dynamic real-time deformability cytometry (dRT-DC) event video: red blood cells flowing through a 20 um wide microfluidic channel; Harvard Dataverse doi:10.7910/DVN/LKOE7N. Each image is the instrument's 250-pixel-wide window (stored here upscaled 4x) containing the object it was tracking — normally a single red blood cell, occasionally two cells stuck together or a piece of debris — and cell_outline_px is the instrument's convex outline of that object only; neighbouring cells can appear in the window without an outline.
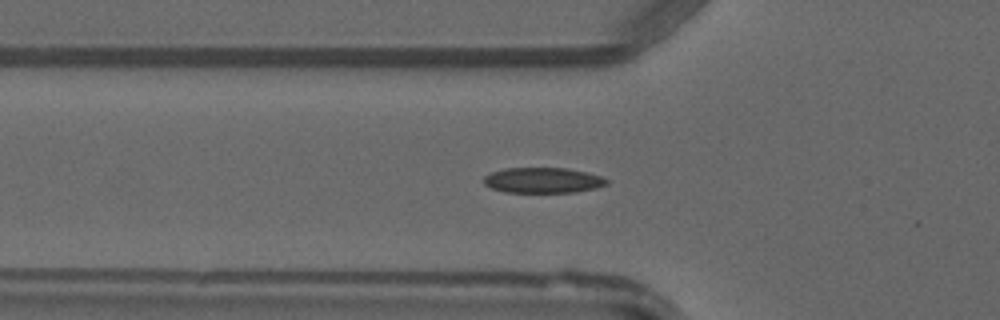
{"species": "common noctule bat (a hibernating species)", "species_latin": "Nyctalus noctula", "temperature_condition": "warm", "stored_images_in_passage": 48, "camera_frame_rate_fps": 3000, "um_per_image_px": 0.085, "animal": {"sex": "male", "forearm_length_mm": 52.5}, "frame": {"image": 1, "passage_image": 16, "time_ms": 5.0, "image_size_px": [1000, 320], "cell_outline_px": [[608, 184], [596, 188], [576, 192], [504, 192], [492, 188], [484, 184], [484, 176], [492, 172], [504, 168], [568, 168], [588, 172], [604, 176], [608, 180]], "centroid_in_image_um": [46.19, 15.32], "position_along_channel_um": 79.6, "area_um2": 18.38}}
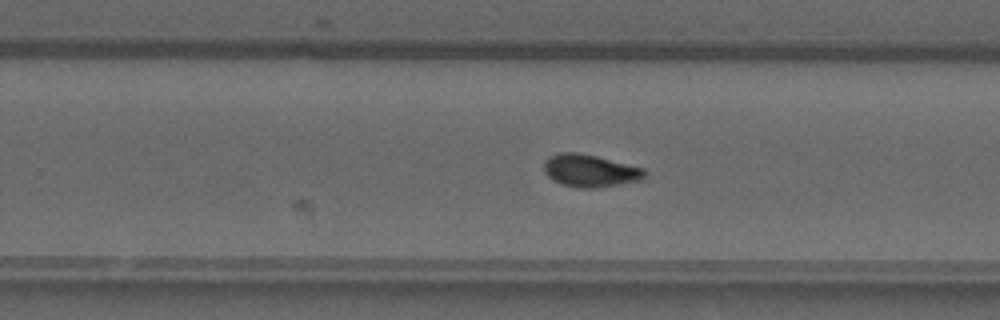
{"frame": {"image": 2, "passage_image": 30, "time_ms": 9.667, "image_size_px": [1000, 320], "cell_outline_px": [[648, 176], [644, 180], [596, 188], [576, 188], [560, 184], [552, 180], [544, 172], [544, 160], [548, 156], [560, 152], [580, 152], [644, 168]], "centroid_in_image_um": [50.16, 14.51], "position_along_channel_um": 279.6, "area_um2": 19.48}}
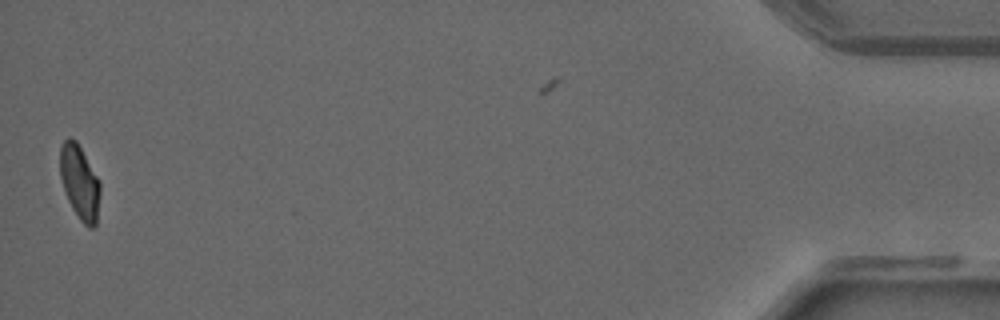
{"frame": {"image": 3, "passage_image": 47, "time_ms": 15.333, "image_size_px": [1000, 320], "cell_outline_px": [[100, 192], [96, 224], [92, 228], [88, 228], [80, 220], [72, 208], [68, 200], [60, 176], [60, 148], [64, 140], [68, 136], [76, 140], [100, 180]], "centroid_in_image_um": [6.78, 15.48], "position_along_channel_um": 428.4, "area_um2": 17.34}}